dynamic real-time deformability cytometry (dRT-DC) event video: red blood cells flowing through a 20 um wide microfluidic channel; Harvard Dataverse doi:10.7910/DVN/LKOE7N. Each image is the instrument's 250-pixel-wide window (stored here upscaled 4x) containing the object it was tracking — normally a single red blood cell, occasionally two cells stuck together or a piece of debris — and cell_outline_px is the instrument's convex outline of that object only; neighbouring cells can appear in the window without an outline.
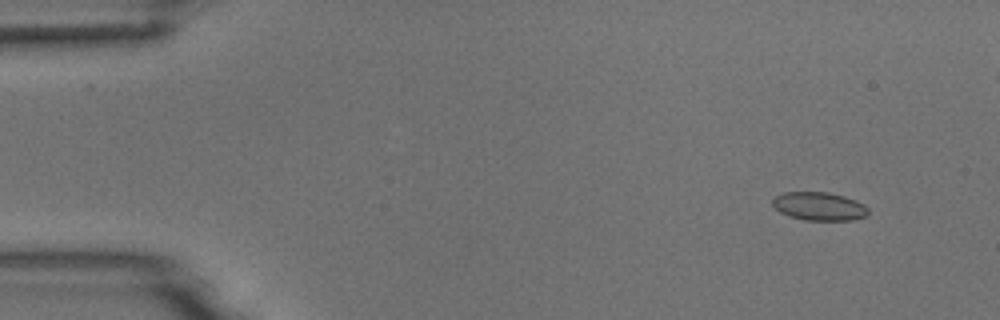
{"species": "common noctule bat (a hibernating species)", "species_latin": "Nyctalus noctula", "temperature_condition": "room temperature", "stored_images_in_passage": 6, "camera_frame_rate_fps": 3000, "um_per_image_px": 0.085, "animal": {"sex": "male", "body_mass_g": 18.8}, "frame": {"image": 1, "passage_image": 2, "time_ms": 1.0, "image_size_px": [1000, 320], "cell_outline_px": [[868, 212], [864, 216], [852, 220], [804, 220], [780, 212], [772, 204], [772, 196], [784, 192], [828, 192], [844, 196], [856, 200], [864, 204], [868, 208]], "centroid_in_image_um": [69.61, 17.52], "position_along_channel_um": 15.4, "area_um2": 15.78}}